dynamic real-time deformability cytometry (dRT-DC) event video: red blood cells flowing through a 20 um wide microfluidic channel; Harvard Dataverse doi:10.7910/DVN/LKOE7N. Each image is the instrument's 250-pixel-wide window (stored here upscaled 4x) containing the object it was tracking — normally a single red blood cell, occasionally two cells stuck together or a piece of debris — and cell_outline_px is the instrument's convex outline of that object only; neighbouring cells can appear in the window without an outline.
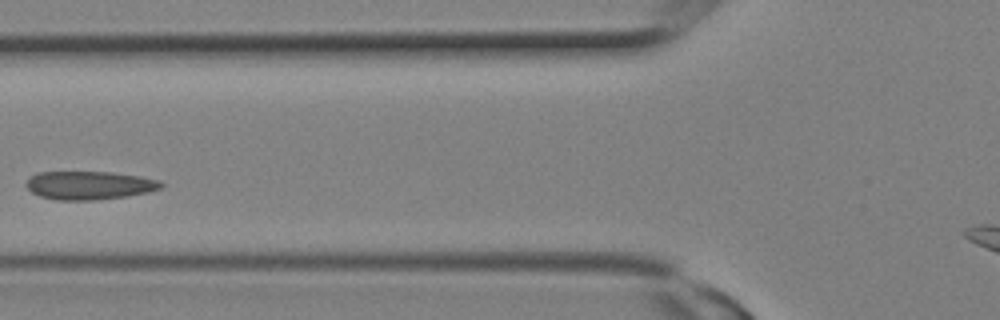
{"species": "Egyptian fruit bat (a non-hibernating species)", "species_latin": "Rousettus aegyptiacus", "temperature_condition": "room temperature", "stored_images_in_passage": 11, "camera_frame_rate_fps": 3000, "um_per_image_px": 0.085, "animal": {"sex": "female"}, "frame": {"image": 1, "passage_image": 7, "time_ms": 2.0, "image_size_px": [1000, 320], "cell_outline_px": [[164, 184], [160, 188], [148, 192], [128, 196], [96, 200], [56, 200], [40, 196], [32, 192], [24, 184], [36, 172], [108, 172], [136, 176], [160, 180]], "centroid_in_image_um": [7.58, 15.76], "position_along_channel_um": 118.2, "area_um2": 22.2}}
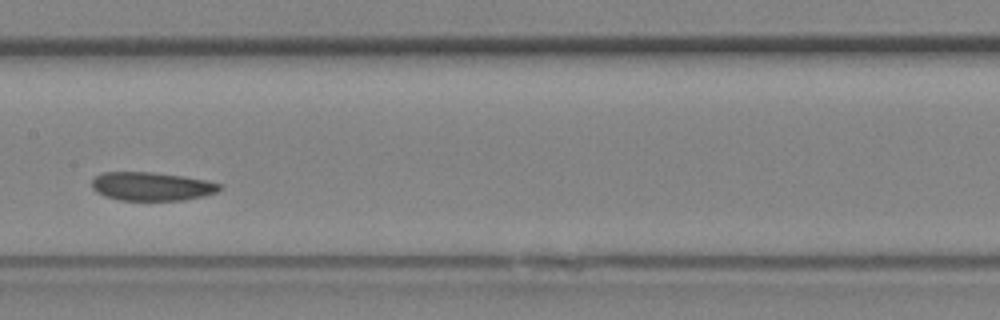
{"frame": {"image": 2, "passage_image": 10, "time_ms": 3.0, "image_size_px": [1000, 320], "cell_outline_px": [[224, 188], [216, 192], [204, 196], [184, 200], [120, 200], [104, 196], [96, 192], [92, 188], [92, 180], [96, 176], [104, 172], [152, 172], [184, 176], [224, 184]], "centroid_in_image_um": [12.92, 15.84], "position_along_channel_um": 194.5, "area_um2": 21.39}}